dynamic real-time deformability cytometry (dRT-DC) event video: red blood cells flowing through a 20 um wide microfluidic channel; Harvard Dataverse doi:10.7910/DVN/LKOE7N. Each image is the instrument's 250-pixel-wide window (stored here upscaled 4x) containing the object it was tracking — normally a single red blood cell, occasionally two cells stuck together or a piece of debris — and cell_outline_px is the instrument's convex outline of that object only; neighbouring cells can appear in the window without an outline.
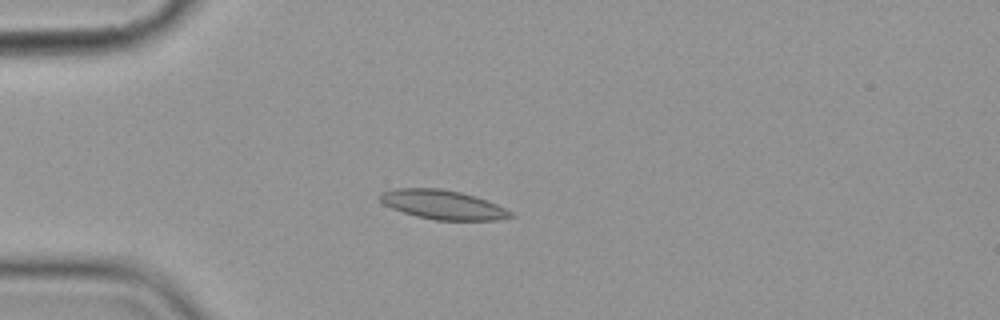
{"species": "common noctule bat (a hibernating species)", "species_latin": "Nyctalus noctula", "temperature_condition": "cold", "stored_images_in_passage": 7, "camera_frame_rate_fps": 3000, "um_per_image_px": 0.085, "animal": {"sex": "female", "body_mass_g": 19.9}, "frame": {"image": 1, "passage_image": 4, "time_ms": 3.333, "image_size_px": [1000, 320], "cell_outline_px": [[516, 216], [496, 220], [436, 220], [416, 216], [392, 208], [384, 204], [376, 196], [380, 192], [396, 188], [440, 188], [460, 192], [476, 196], [488, 200], [512, 212]], "centroid_in_image_um": [37.63, 17.39], "position_along_channel_um": 47.4, "area_um2": 22.31}}
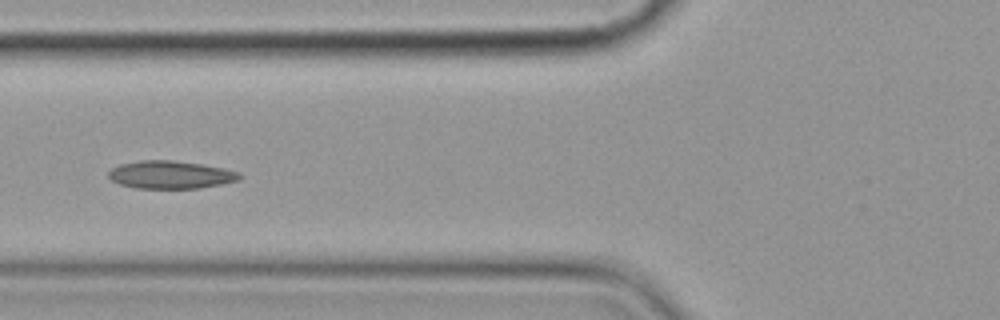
{"frame": {"image": 2, "passage_image": 6, "time_ms": 5.667, "image_size_px": [1000, 320], "cell_outline_px": [[244, 176], [240, 180], [200, 188], [136, 188], [120, 184], [112, 180], [108, 176], [108, 172], [112, 168], [120, 164], [140, 160], [172, 160], [200, 164], [224, 168], [240, 172]], "centroid_in_image_um": [14.53, 14.85], "position_along_channel_um": 111.3, "area_um2": 21.27}}
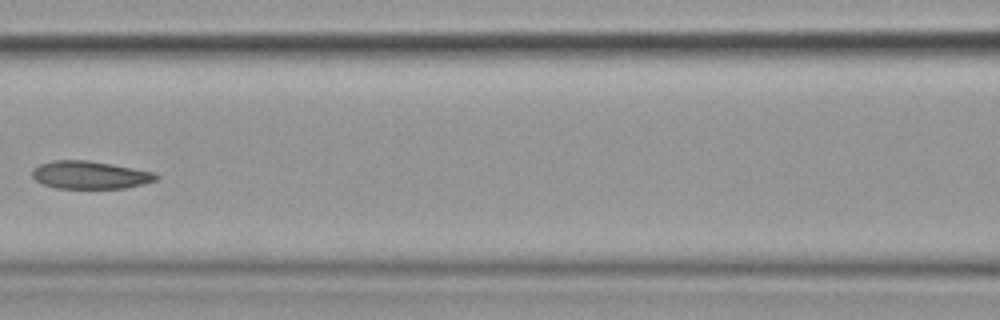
{"frame": {"image": 3, "passage_image": 7, "time_ms": 7.0, "image_size_px": [1000, 320], "cell_outline_px": [[160, 176], [156, 180], [144, 184], [128, 188], [56, 188], [44, 184], [36, 180], [32, 176], [32, 168], [40, 164], [56, 160], [88, 160], [132, 168], [152, 172]], "centroid_in_image_um": [7.64, 14.87], "position_along_channel_um": 159.0, "area_um2": 19.94}}